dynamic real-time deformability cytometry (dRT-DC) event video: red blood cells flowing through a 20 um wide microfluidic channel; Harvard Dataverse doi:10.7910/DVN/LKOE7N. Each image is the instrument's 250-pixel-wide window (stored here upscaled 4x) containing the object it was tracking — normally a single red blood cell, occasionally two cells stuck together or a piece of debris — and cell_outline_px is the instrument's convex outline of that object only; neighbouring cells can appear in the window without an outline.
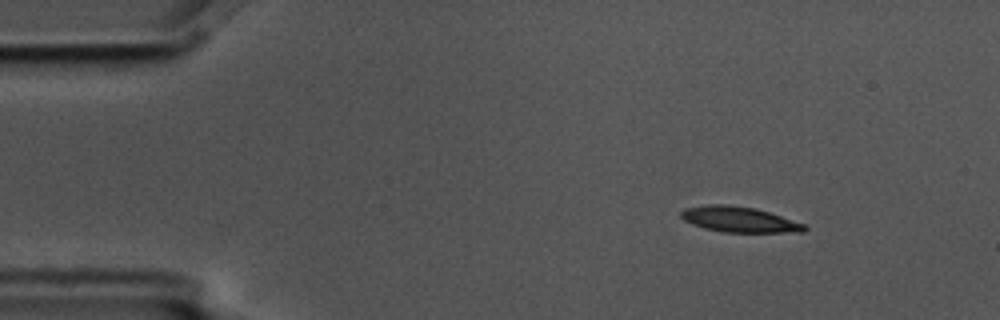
{"species": "common noctule bat (a hibernating species)", "species_latin": "Nyctalus noctula", "temperature_condition": "cold", "stored_images_in_passage": 13, "camera_frame_rate_fps": 3000, "um_per_image_px": 0.085, "animal": {"sex": "male", "body_mass_g": 17.5, "forearm_length_mm": 52.3}, "frame": {"image": 1, "passage_image": 1, "time_ms": 0.0, "image_size_px": [1000, 320], "cell_outline_px": [[808, 228], [804, 232], [724, 232], [704, 228], [692, 224], [684, 220], [680, 216], [680, 212], [684, 208], [708, 204], [724, 204], [756, 208], [804, 224]], "centroid_in_image_um": [62.8, 18.65], "position_along_channel_um": 22.2, "area_um2": 18.26}}
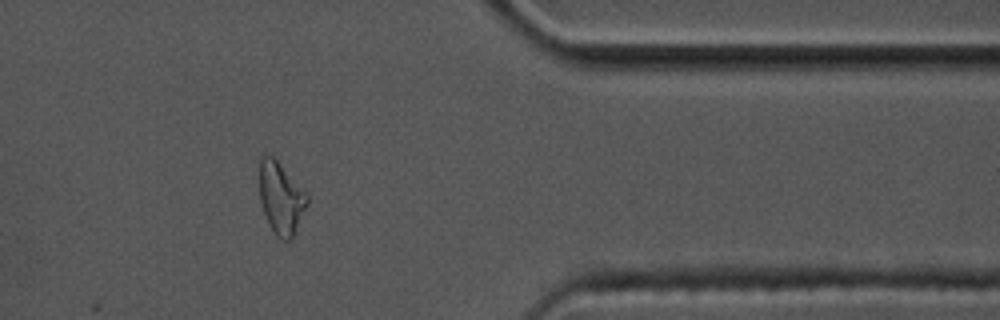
{"frame": {"image": 2, "passage_image": 11, "time_ms": 3.333, "image_size_px": [1000, 320], "cell_outline_px": [[308, 204], [296, 232], [288, 240], [280, 240], [276, 236], [268, 224], [260, 200], [260, 156], [268, 152], [308, 192]], "centroid_in_image_um": [23.9, 16.83], "position_along_channel_um": 387.5, "area_um2": 20.23}}
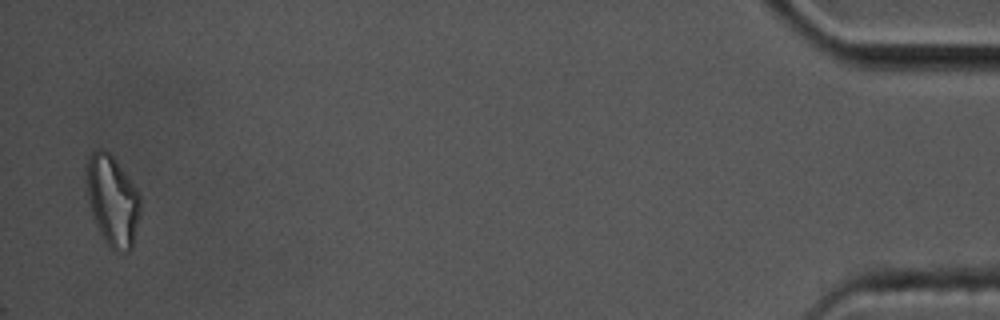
{"frame": {"image": 3, "passage_image": 13, "time_ms": 4.0, "image_size_px": [1000, 320], "cell_outline_px": [[140, 212], [132, 248], [128, 252], [116, 252], [108, 248], [96, 224], [92, 212], [88, 196], [88, 160], [92, 152], [96, 148], [104, 148], [116, 160], [136, 188], [140, 196]], "centroid_in_image_um": [9.59, 17.09], "position_along_channel_um": 425.6, "area_um2": 28.03}}